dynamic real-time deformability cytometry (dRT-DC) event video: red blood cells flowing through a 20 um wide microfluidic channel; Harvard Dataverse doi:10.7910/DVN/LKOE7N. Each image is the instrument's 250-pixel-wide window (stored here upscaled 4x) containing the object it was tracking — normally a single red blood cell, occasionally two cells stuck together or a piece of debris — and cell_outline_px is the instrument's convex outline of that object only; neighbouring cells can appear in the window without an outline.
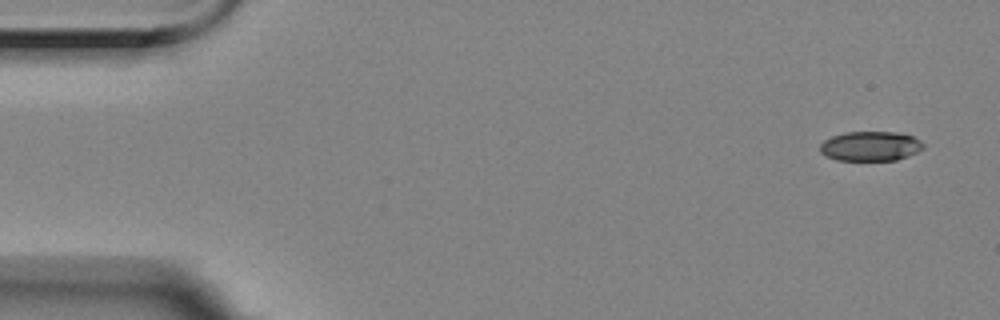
{"species": "Egyptian fruit bat (a non-hibernating species)", "species_latin": "Rousettus aegyptiacus", "temperature_condition": "room temperature", "stored_images_in_passage": 6, "camera_frame_rate_fps": 3000, "um_per_image_px": 0.085, "animal": {"sex": "female"}, "frame": {"image": 1, "passage_image": 1, "time_ms": 0.0, "image_size_px": [1000, 320], "cell_outline_px": [[924, 148], [908, 156], [896, 160], [836, 160], [824, 156], [820, 152], [820, 144], [824, 140], [832, 136], [844, 132], [896, 132], [912, 136], [920, 140], [924, 144]], "centroid_in_image_um": [73.96, 12.42], "position_along_channel_um": 11.0, "area_um2": 17.92}}
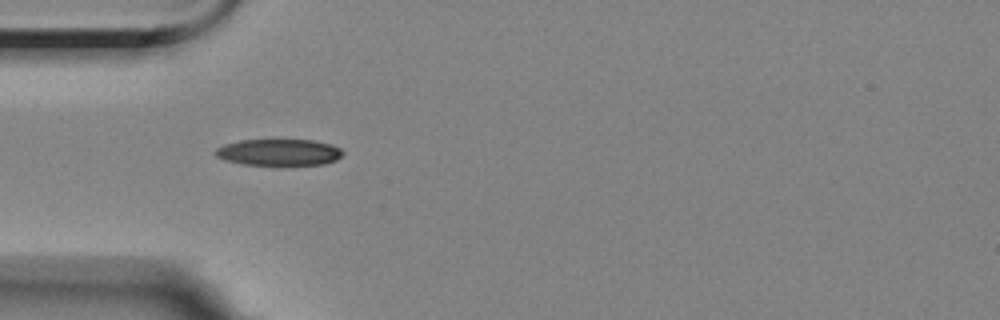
{"frame": {"image": 2, "passage_image": 5, "time_ms": 1.333, "image_size_px": [1000, 320], "cell_outline_px": [[344, 152], [336, 160], [324, 164], [244, 164], [224, 160], [216, 156], [212, 152], [216, 148], [224, 144], [240, 140], [276, 136], [312, 140], [332, 144], [340, 148]], "centroid_in_image_um": [23.67, 12.87], "position_along_channel_um": 61.3, "area_um2": 20.58}}
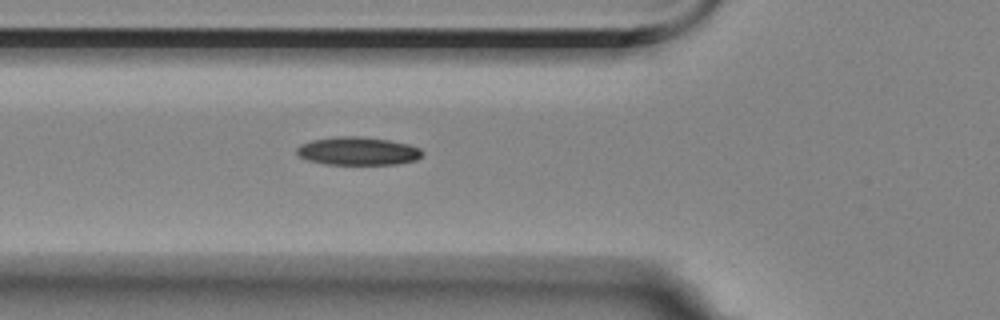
{"frame": {"image": 3, "passage_image": 6, "time_ms": 1.667, "image_size_px": [1000, 320], "cell_outline_px": [[424, 152], [416, 160], [396, 164], [324, 164], [308, 160], [300, 156], [296, 152], [296, 148], [300, 144], [312, 140], [340, 136], [360, 136], [388, 140], [408, 144], [420, 148]], "centroid_in_image_um": [30.41, 12.84], "position_along_channel_um": 95.4, "area_um2": 20.52}}